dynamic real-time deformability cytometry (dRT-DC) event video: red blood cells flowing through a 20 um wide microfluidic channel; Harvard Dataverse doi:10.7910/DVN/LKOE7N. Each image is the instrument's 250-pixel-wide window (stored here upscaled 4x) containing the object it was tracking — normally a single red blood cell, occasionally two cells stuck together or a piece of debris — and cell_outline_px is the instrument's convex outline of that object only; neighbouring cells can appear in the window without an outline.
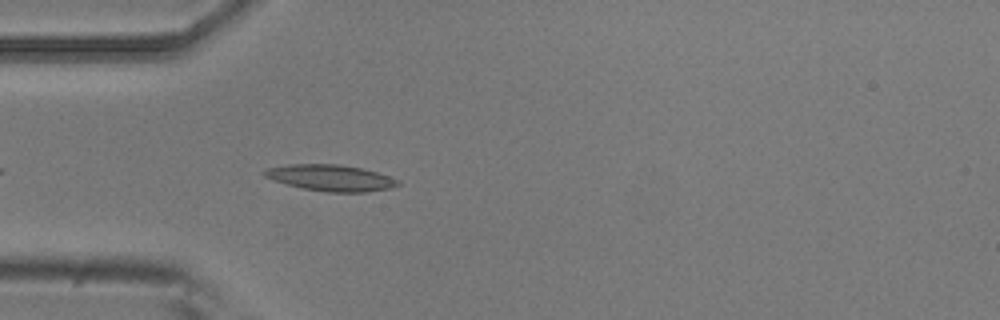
{"species": "common noctule bat (a hibernating species)", "species_latin": "Nyctalus noctula", "temperature_condition": "room temperature", "stored_images_in_passage": 4, "camera_frame_rate_fps": 3000, "um_per_image_px": 0.085, "animal": {"sex": "male", "body_mass_g": 20.5, "forearm_length_mm": 52.5}, "frame": {"image": 1, "passage_image": 4, "time_ms": 1.0, "image_size_px": [1000, 320], "cell_outline_px": [[400, 184], [392, 188], [368, 192], [328, 192], [300, 188], [264, 176], [260, 172], [268, 168], [288, 164], [336, 164], [360, 168], [376, 172], [400, 180]], "centroid_in_image_um": [28.12, 15.12], "position_along_channel_um": 56.9, "area_um2": 20.35}}